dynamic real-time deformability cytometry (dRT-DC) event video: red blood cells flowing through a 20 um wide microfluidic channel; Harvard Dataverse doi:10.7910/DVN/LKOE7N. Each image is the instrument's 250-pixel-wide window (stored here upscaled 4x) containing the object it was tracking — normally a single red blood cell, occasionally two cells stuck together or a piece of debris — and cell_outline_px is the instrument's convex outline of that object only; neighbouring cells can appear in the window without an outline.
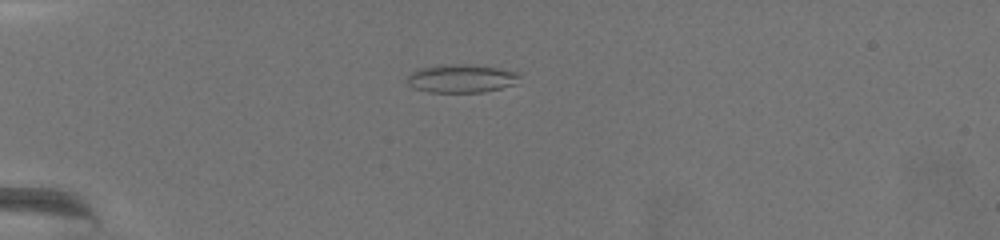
{"species": "common noctule bat (a hibernating species)", "species_latin": "Nyctalus noctula", "temperature_condition": "warm", "stored_images_in_passage": 21, "camera_frame_rate_fps": 3000, "um_per_image_px": 0.085, "animal": {"sex": "female", "body_mass_g": 19.5, "forearm_length_mm": 54.1}, "frame": {"image": 1, "passage_image": 21, "time_ms": 6.667, "image_size_px": [1000, 240], "cell_outline_px": [[520, 76], [516, 84], [484, 92], [428, 92], [416, 88], [408, 84], [408, 76], [416, 68], [436, 64], [464, 64], [496, 68], [520, 72]], "centroid_in_image_um": [39.2, 6.66], "position_along_channel_um": 45.8, "area_um2": 18.61}}